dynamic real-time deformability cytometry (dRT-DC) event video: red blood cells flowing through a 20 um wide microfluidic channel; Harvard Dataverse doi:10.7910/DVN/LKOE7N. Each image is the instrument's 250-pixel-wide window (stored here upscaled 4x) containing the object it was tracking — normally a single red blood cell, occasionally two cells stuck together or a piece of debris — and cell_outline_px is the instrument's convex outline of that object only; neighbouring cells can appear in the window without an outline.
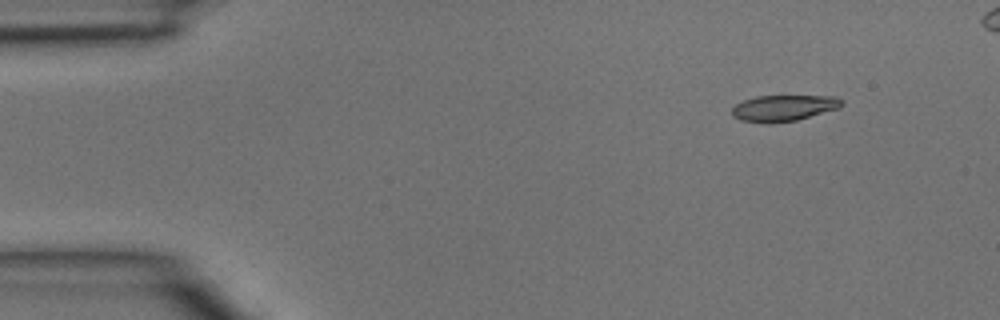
{"species": "common noctule bat (a hibernating species)", "species_latin": "Nyctalus noctula", "temperature_condition": "room temperature", "stored_images_in_passage": 4, "camera_frame_rate_fps": 3000, "um_per_image_px": 0.085, "animal": {"sex": "male", "body_mass_g": 15.6}, "frame": {"image": 1, "passage_image": 2, "time_ms": 0.333, "image_size_px": [1000, 320], "cell_outline_px": [[844, 104], [840, 108], [796, 120], [768, 124], [740, 120], [732, 116], [732, 108], [736, 104], [744, 100], [756, 96], [836, 96], [844, 100]], "centroid_in_image_um": [66.63, 9.18], "position_along_channel_um": 18.4, "area_um2": 16.88}}